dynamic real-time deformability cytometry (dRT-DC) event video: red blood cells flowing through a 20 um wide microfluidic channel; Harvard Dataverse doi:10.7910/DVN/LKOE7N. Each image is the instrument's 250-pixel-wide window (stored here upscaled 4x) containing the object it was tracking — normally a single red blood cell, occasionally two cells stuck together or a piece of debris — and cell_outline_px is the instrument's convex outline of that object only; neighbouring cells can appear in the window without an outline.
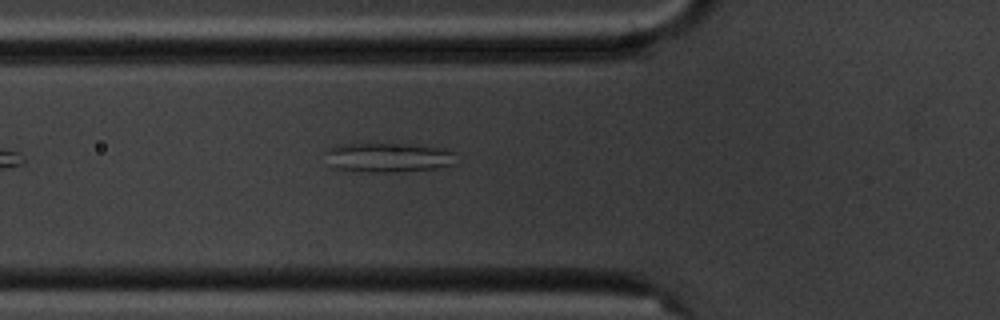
{"species": "common noctule bat (a hibernating species)", "species_latin": "Nyctalus noctula", "temperature_condition": "cold", "stored_images_in_passage": 5, "camera_frame_rate_fps": 3000, "um_per_image_px": 0.085, "animal": {"sex": "male", "body_mass_g": 20.1, "forearm_length_mm": 53.5}, "frame": {"image": 1, "passage_image": 5, "time_ms": 5.333, "image_size_px": [1000, 320], "cell_outline_px": [[456, 164], [436, 168], [400, 172], [360, 172], [336, 168], [332, 164], [324, 152], [324, 148], [340, 144], [392, 140], [440, 148], [456, 152]], "centroid_in_image_um": [33.01, 13.32], "position_along_channel_um": 92.8, "area_um2": 23.81}}